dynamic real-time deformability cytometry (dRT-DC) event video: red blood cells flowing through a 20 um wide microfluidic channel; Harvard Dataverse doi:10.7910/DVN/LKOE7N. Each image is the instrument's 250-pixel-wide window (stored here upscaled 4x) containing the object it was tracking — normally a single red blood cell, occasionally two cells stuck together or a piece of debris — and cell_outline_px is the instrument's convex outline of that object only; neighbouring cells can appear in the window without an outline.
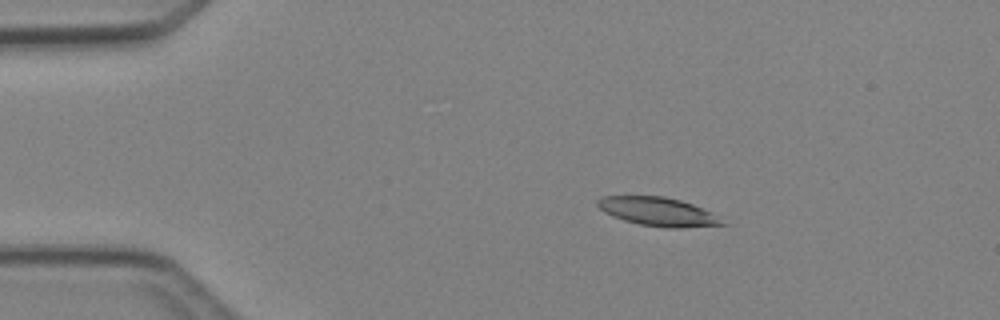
{"species": "Egyptian fruit bat (a non-hibernating species)", "species_latin": "Rousettus aegyptiacus", "temperature_condition": "cold", "stored_images_in_passage": 2, "camera_frame_rate_fps": 3000, "um_per_image_px": 0.085, "animal": {"sex": "female"}, "frame": {"image": 1, "passage_image": 1, "time_ms": 0.0, "image_size_px": [1000, 320], "cell_outline_px": [[728, 224], [680, 228], [668, 228], [640, 224], [624, 220], [612, 216], [604, 212], [596, 204], [596, 200], [604, 196], [664, 196], [680, 200], [692, 204], [708, 212]], "centroid_in_image_um": [55.87, 17.99], "position_along_channel_um": 29.1, "area_um2": 20.46}}